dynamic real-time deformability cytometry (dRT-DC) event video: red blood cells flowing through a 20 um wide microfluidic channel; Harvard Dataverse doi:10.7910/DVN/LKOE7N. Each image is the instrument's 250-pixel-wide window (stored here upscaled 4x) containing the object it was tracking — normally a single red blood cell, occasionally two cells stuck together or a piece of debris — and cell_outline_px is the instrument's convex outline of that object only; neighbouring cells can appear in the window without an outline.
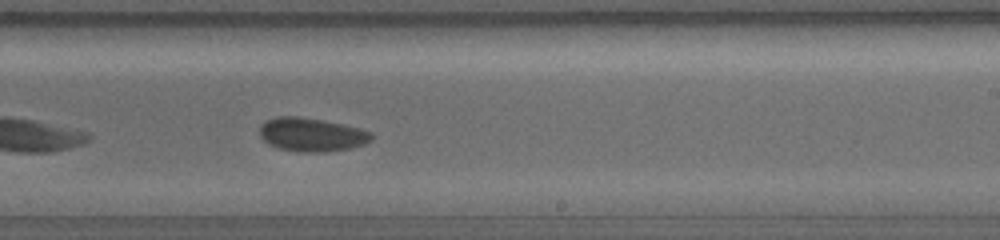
{"species": "common noctule bat (a hibernating species)", "species_latin": "Nyctalus noctula", "temperature_condition": "warm", "stored_images_in_passage": 32, "camera_frame_rate_fps": 5000, "um_per_image_px": 0.085, "animal": {"sex": "female", "body_mass_g": 19.0, "forearm_length_mm": 56.7}, "frame": {"image": 1, "passage_image": 19, "time_ms": 4.6, "image_size_px": [1000, 240], "cell_outline_px": [[372, 140], [364, 144], [348, 148], [324, 152], [300, 152], [276, 148], [268, 144], [260, 136], [260, 124], [264, 120], [276, 116], [300, 116], [324, 120], [344, 124], [360, 128], [372, 132]], "centroid_in_image_um": [26.45, 11.43], "position_along_channel_um": 262.5, "area_um2": 22.2}}